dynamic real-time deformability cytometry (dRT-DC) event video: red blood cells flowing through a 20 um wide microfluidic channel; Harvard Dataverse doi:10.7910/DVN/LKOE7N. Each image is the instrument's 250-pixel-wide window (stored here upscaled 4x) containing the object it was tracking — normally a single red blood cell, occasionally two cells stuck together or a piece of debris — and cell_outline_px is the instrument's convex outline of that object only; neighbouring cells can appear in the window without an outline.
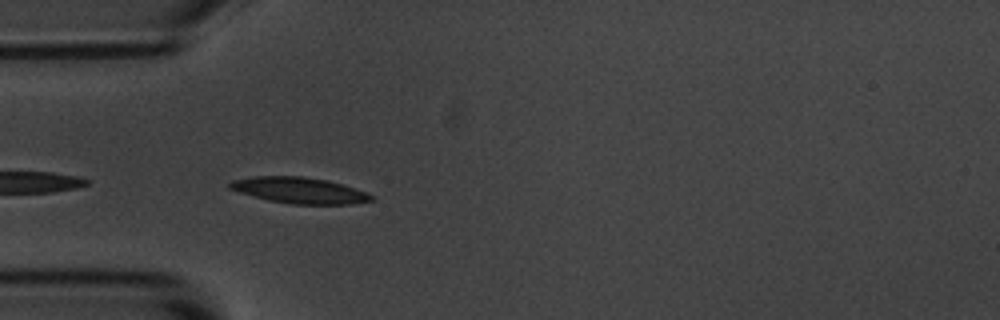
{"species": "common noctule bat (a hibernating species)", "species_latin": "Nyctalus noctula", "temperature_condition": "room temperature", "stored_images_in_passage": 5, "camera_frame_rate_fps": 3000, "um_per_image_px": 0.085, "animal": {"sex": "male", "body_mass_g": 20.1, "forearm_length_mm": 53.5}, "frame": {"image": 1, "passage_image": 4, "time_ms": 3.667, "image_size_px": [1000, 320], "cell_outline_px": [[376, 200], [352, 204], [292, 204], [268, 200], [252, 196], [228, 188], [228, 184], [232, 180], [252, 176], [304, 176], [328, 180], [376, 196]], "centroid_in_image_um": [25.44, 16.18], "position_along_channel_um": 59.6, "area_um2": 21.5}}
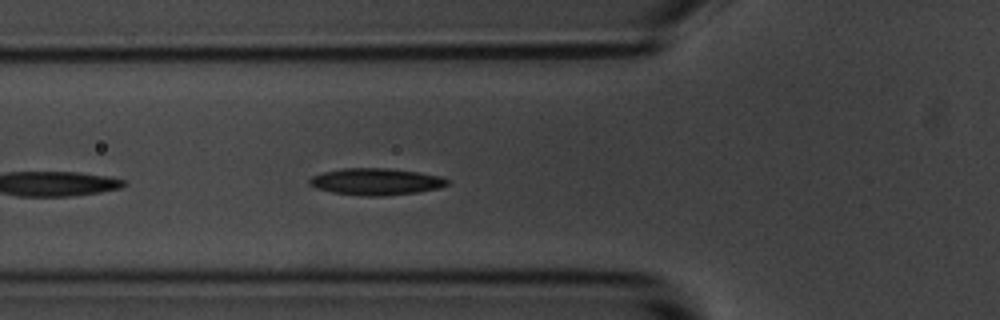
{"frame": {"image": 2, "passage_image": 5, "time_ms": 4.667, "image_size_px": [1000, 320], "cell_outline_px": [[448, 184], [440, 188], [416, 192], [384, 196], [368, 196], [332, 192], [316, 188], [308, 184], [308, 180], [312, 176], [324, 172], [344, 168], [384, 168], [420, 172], [440, 176], [448, 180]], "centroid_in_image_um": [31.95, 15.44], "position_along_channel_um": 93.9, "area_um2": 21.39}}